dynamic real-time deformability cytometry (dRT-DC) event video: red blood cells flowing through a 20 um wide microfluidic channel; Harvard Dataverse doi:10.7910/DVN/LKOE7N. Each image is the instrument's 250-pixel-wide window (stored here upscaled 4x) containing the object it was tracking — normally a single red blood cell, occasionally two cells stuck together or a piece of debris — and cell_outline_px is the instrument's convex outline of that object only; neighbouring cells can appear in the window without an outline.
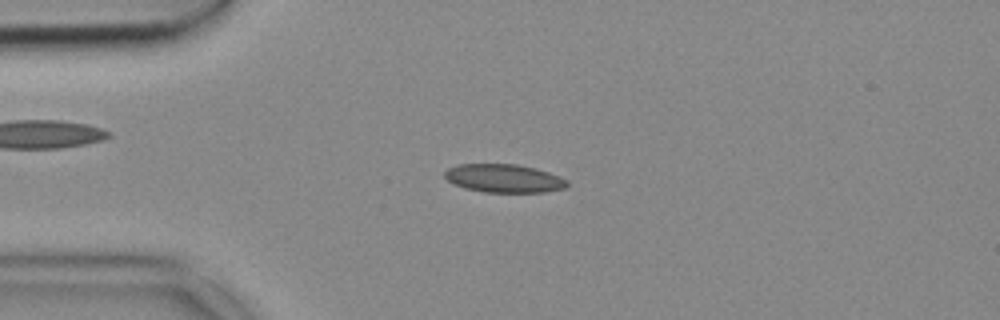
{"species": "common noctule bat (a hibernating species)", "species_latin": "Nyctalus noctula", "temperature_condition": "cold", "stored_images_in_passage": 52, "camera_frame_rate_fps": 3000, "um_per_image_px": 0.085, "animal": {"sex": "female", "body_mass_g": 18.4}, "frame": {"image": 1, "passage_image": 12, "time_ms": 3.667, "image_size_px": [1000, 320], "cell_outline_px": [[568, 184], [564, 188], [544, 192], [484, 192], [464, 188], [452, 184], [444, 176], [444, 172], [448, 168], [456, 164], [516, 164], [548, 172], [560, 176], [568, 180]], "centroid_in_image_um": [42.8, 15.16], "position_along_channel_um": 42.2, "area_um2": 20.23}}
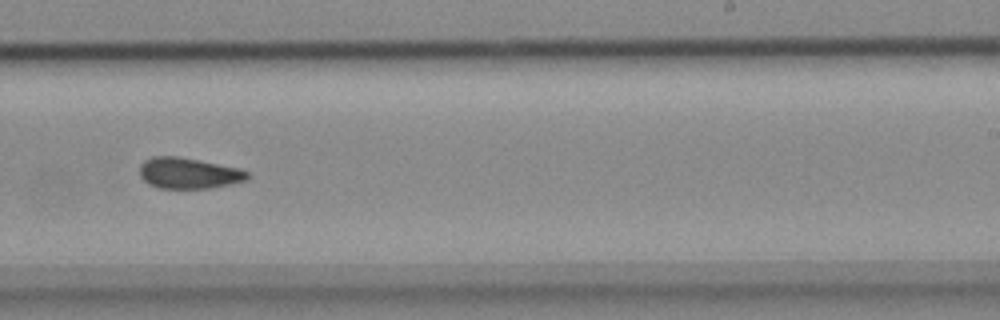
{"frame": {"image": 2, "passage_image": 32, "time_ms": 10.333, "image_size_px": [1000, 320], "cell_outline_px": [[248, 180], [212, 188], [160, 188], [148, 184], [140, 176], [140, 164], [144, 160], [152, 156], [180, 156], [240, 168], [248, 172]], "centroid_in_image_um": [16.03, 14.71], "position_along_channel_um": 273.0, "area_um2": 19.59}}
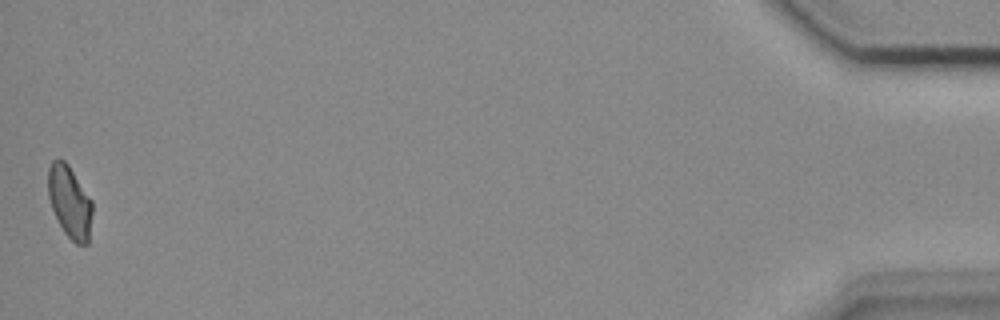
{"frame": {"image": 3, "passage_image": 52, "time_ms": 17.0, "image_size_px": [1000, 320], "cell_outline_px": [[92, 212], [88, 244], [76, 244], [64, 232], [52, 208], [48, 196], [48, 168], [52, 160], [64, 160], [68, 164], [92, 200]], "centroid_in_image_um": [5.93, 17.15], "position_along_channel_um": 429.3, "area_um2": 18.44}}